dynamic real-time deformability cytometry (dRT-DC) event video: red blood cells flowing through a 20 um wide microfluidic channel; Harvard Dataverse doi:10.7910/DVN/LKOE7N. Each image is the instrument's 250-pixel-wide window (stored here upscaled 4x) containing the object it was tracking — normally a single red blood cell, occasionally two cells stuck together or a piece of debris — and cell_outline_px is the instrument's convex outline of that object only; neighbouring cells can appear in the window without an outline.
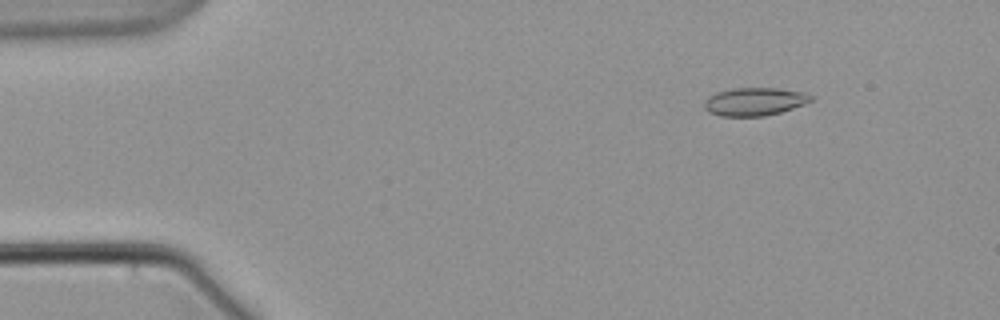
{"species": "common noctule bat (a hibernating species)", "species_latin": "Nyctalus noctula", "temperature_condition": "warm", "stored_images_in_passage": 5, "camera_frame_rate_fps": 3000, "um_per_image_px": 0.085, "animal": {"sex": "male", "body_mass_g": 21.5, "forearm_length_mm": 52.0}, "frame": {"image": 1, "passage_image": 3, "time_ms": 2.333, "image_size_px": [1000, 320], "cell_outline_px": [[816, 96], [812, 100], [804, 104], [780, 112], [764, 116], [720, 116], [708, 112], [704, 108], [704, 100], [708, 96], [716, 92], [732, 88], [780, 88], [804, 92]], "centroid_in_image_um": [64.13, 8.63], "position_along_channel_um": 20.9, "area_um2": 17.63}}